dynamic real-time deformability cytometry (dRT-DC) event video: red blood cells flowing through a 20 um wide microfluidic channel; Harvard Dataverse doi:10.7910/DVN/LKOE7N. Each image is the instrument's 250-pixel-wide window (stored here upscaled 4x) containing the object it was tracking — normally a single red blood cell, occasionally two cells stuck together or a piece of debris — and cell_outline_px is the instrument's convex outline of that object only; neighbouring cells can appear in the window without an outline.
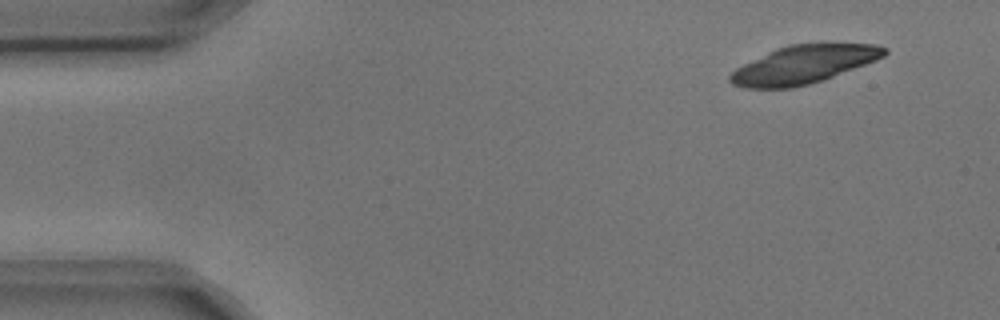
{"species": "common noctule bat (a hibernating species)", "species_latin": "Nyctalus noctula", "temperature_condition": "cold", "stored_images_in_passage": 4, "camera_frame_rate_fps": 3000, "um_per_image_px": 0.085, "animal": {"sex": "male", "body_mass_g": 17.9, "forearm_length_mm": 54.2}, "frame": {"image": 1, "passage_image": 1, "time_ms": 0.0, "image_size_px": [1000, 320], "cell_outline_px": [[888, 52], [884, 56], [876, 60], [824, 80], [792, 88], [744, 88], [732, 84], [728, 80], [728, 76], [736, 68], [776, 48], [788, 44], [876, 44], [888, 48]], "centroid_in_image_um": [68.3, 5.49], "position_along_channel_um": 16.7, "area_um2": 34.1}}